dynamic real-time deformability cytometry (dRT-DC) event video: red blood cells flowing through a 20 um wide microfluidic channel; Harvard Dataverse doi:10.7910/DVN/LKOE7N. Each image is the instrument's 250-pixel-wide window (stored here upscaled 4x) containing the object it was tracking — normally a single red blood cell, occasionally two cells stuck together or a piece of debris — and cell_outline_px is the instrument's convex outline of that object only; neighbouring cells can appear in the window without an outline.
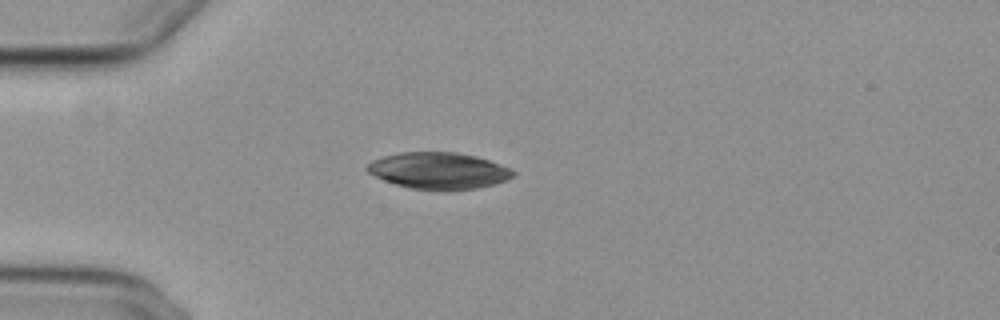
{"species": "common noctule bat (a hibernating species)", "species_latin": "Nyctalus noctula", "temperature_condition": "cold", "stored_images_in_passage": 35, "camera_frame_rate_fps": 3000, "um_per_image_px": 0.085, "animal": {"sex": "female", "body_mass_g": 29.2, "forearm_length_mm": 56.3}, "frame": {"image": 1, "passage_image": 2, "time_ms": 0.333, "image_size_px": [1000, 320], "cell_outline_px": [[516, 176], [508, 180], [476, 188], [448, 192], [436, 192], [408, 188], [384, 180], [368, 172], [364, 168], [372, 160], [384, 156], [400, 152], [456, 152], [476, 156], [512, 168], [516, 172]], "centroid_in_image_um": [37.31, 14.53], "position_along_channel_um": 47.7, "area_um2": 31.73}}
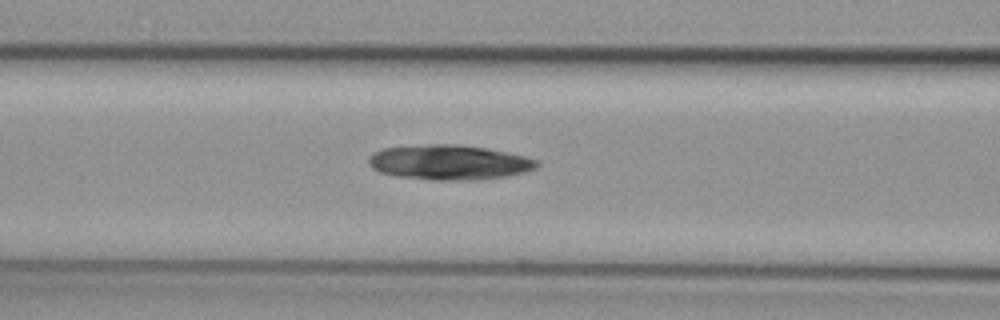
{"frame": {"image": 2, "passage_image": 10, "time_ms": 3.0, "image_size_px": [1000, 320], "cell_outline_px": [[540, 164], [536, 168], [524, 172], [508, 176], [476, 180], [436, 180], [396, 176], [380, 172], [372, 168], [368, 164], [368, 160], [372, 152], [384, 148], [428, 144], [456, 144], [488, 148], [508, 152], [524, 156], [536, 160]], "centroid_in_image_um": [38.18, 13.8], "position_along_channel_um": 128.4, "area_um2": 34.33}}
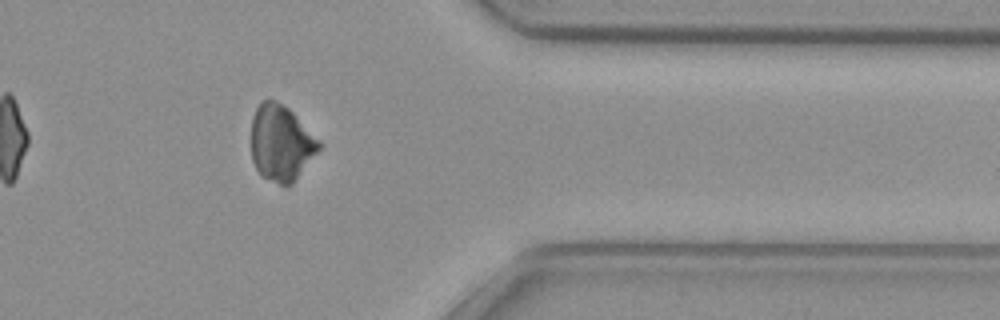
{"frame": {"image": 3, "passage_image": 32, "time_ms": 10.333, "image_size_px": [1000, 320], "cell_outline_px": [[320, 148], [296, 180], [288, 188], [284, 188], [260, 176], [252, 160], [252, 116], [256, 108], [264, 100], [276, 100], [288, 108], [320, 140]], "centroid_in_image_um": [23.88, 12.21], "position_along_channel_um": 387.5, "area_um2": 30.17}}